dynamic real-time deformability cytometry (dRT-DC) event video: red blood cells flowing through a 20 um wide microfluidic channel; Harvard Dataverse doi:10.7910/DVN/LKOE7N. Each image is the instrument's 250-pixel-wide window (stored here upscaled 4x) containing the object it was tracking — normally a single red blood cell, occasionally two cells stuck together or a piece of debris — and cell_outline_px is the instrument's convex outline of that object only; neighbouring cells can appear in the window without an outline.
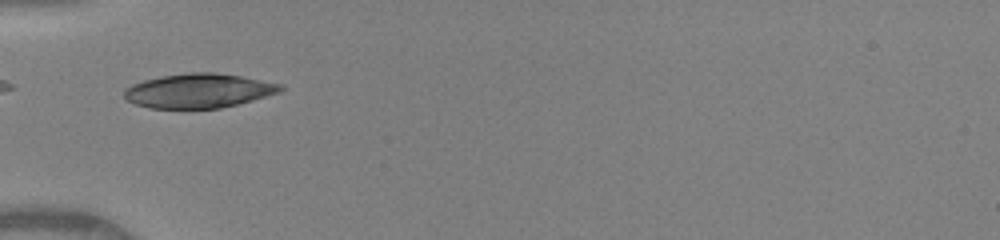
{"species": "human", "species_latin": "Homo sapiens", "temperature_condition": "warm", "stored_images_in_passage": 33, "camera_frame_rate_fps": 3000, "um_per_image_px": 0.085, "donor": {"sex": "female"}, "frame": {"image": 1, "passage_image": 1, "time_ms": 0.0, "image_size_px": [1000, 240], "cell_outline_px": [[284, 88], [280, 92], [252, 100], [220, 108], [148, 108], [124, 100], [124, 88], [132, 84], [144, 80], [160, 76], [188, 72], [216, 72], [240, 76], [284, 84]], "centroid_in_image_um": [16.86, 7.7], "position_along_channel_um": 68.1, "area_um2": 31.39}}
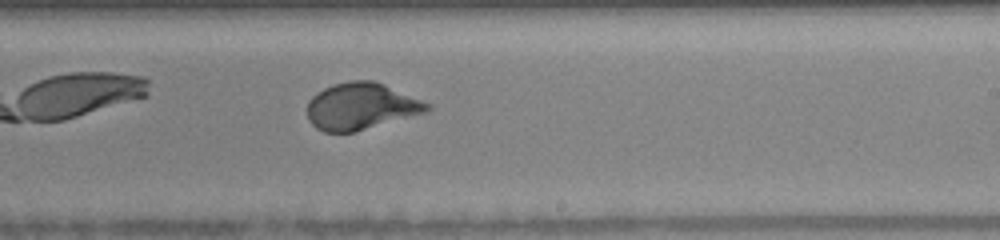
{"frame": {"image": 2, "passage_image": 15, "time_ms": 4.667, "image_size_px": [1000, 240], "cell_outline_px": [[432, 108], [428, 112], [356, 132], [324, 132], [316, 128], [308, 120], [308, 100], [316, 92], [332, 84], [352, 80], [376, 80], [432, 104]], "centroid_in_image_um": [30.72, 9.03], "position_along_channel_um": 258.3, "area_um2": 33.18}}
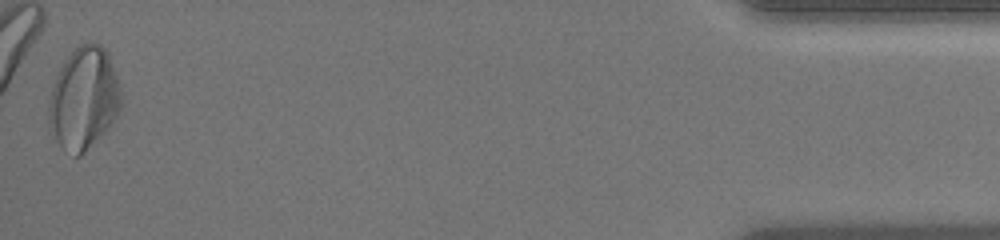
{"frame": {"image": 3, "passage_image": 33, "time_ms": 10.667, "image_size_px": [1000, 240], "cell_outline_px": [[120, 108], [116, 116], [108, 128], [80, 156], [76, 156], [60, 144], [48, 124], [48, 104], [52, 88], [56, 76], [64, 60], [80, 44], [100, 44], [108, 52], [120, 88]], "centroid_in_image_um": [7.12, 8.35], "position_along_channel_um": 428.1, "area_um2": 42.19}, "authors_computed_cell_mechanics": {"area_um2": 32.657, "velocity_mm_per_s": 4.0998, "shape_relaxation_time_tau1_ms": 2.9011, "shape_relaxation_time_tau2_ms": null, "deformation_change_tau1": 0.2002, "deformation_change_tau2": null}}